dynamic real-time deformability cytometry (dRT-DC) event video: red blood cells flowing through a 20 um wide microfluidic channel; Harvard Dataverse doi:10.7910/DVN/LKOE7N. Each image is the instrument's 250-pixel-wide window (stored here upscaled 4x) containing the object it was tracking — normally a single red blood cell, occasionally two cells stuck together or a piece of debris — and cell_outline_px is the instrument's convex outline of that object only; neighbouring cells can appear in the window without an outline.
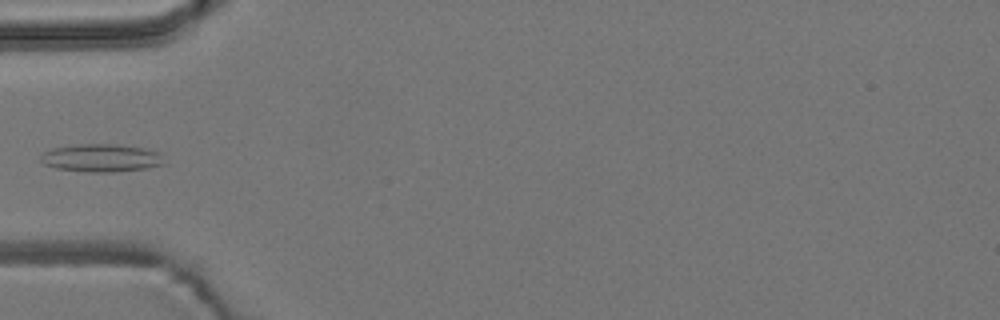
{"species": "common noctule bat (a hibernating species)", "species_latin": "Nyctalus noctula", "temperature_condition": "room temperature", "stored_images_in_passage": 6, "camera_frame_rate_fps": 3000, "um_per_image_px": 0.085, "animal": {"sex": "male", "body_mass_g": 19.2, "forearm_length_mm": 51.8}, "frame": {"image": 1, "passage_image": 5, "time_ms": 1.333, "image_size_px": [1000, 320], "cell_outline_px": [[164, 164], [148, 168], [116, 172], [88, 172], [56, 168], [44, 164], [40, 160], [40, 156], [44, 152], [52, 148], [76, 144], [116, 144], [140, 148], [160, 152]], "centroid_in_image_um": [8.59, 13.43], "position_along_channel_um": 76.4, "area_um2": 20.06}}